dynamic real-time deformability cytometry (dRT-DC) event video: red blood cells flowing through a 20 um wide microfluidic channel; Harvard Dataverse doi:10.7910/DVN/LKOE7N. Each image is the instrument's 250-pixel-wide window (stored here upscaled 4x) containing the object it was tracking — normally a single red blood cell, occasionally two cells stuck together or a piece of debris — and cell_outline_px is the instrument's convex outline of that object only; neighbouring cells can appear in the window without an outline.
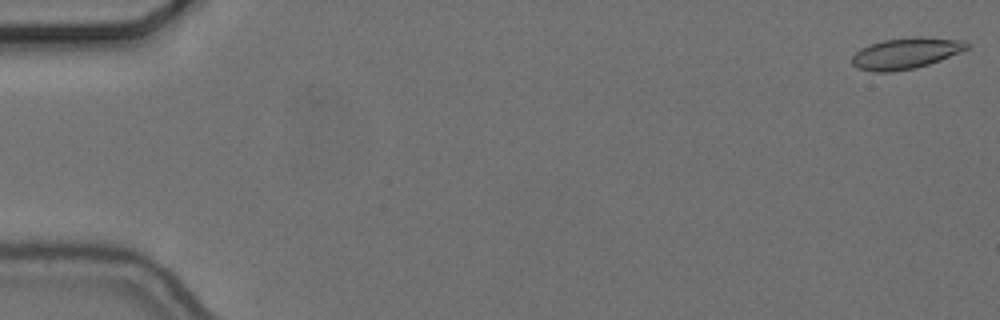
{"species": "common noctule bat (a hibernating species)", "species_latin": "Nyctalus noctula", "temperature_condition": "cold", "stored_images_in_passage": 14, "camera_frame_rate_fps": 3000, "um_per_image_px": 0.085, "animal": {"sex": "female", "body_mass_g": 24.6, "forearm_length_mm": 56.2}, "frame": {"image": 1, "passage_image": 1, "time_ms": 0.0, "image_size_px": [1000, 320], "cell_outline_px": [[972, 44], [968, 48], [960, 52], [940, 60], [916, 68], [892, 72], [872, 72], [856, 68], [852, 64], [852, 56], [860, 48], [884, 40], [912, 36], [920, 36], [964, 40]], "centroid_in_image_um": [77.01, 4.53], "position_along_channel_um": 8.0, "area_um2": 21.04}}